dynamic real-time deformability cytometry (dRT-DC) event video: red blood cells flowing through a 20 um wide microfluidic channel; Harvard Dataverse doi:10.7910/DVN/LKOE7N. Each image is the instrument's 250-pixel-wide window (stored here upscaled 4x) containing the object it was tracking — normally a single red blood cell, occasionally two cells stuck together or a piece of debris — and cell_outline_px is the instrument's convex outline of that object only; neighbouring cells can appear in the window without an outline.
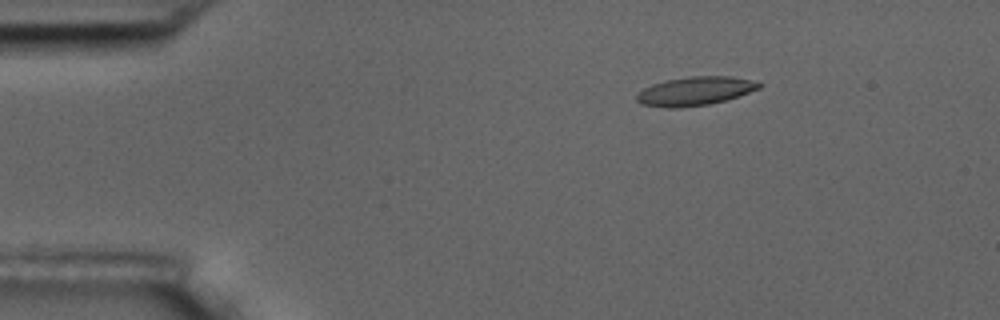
{"species": "common noctule bat (a hibernating species)", "species_latin": "Nyctalus noctula", "temperature_condition": "room temperature", "stored_images_in_passage": 8, "camera_frame_rate_fps": 3000, "um_per_image_px": 0.085, "animal": {"sex": "male", "body_mass_g": 17.5, "forearm_length_mm": 52.3}, "frame": {"image": 1, "passage_image": 3, "time_ms": 2.333, "image_size_px": [1000, 320], "cell_outline_px": [[764, 84], [760, 88], [724, 100], [708, 104], [680, 108], [668, 108], [640, 104], [636, 100], [636, 96], [644, 88], [652, 84], [668, 80], [692, 76], [732, 76]], "centroid_in_image_um": [59.04, 7.75], "position_along_channel_um": 26.0, "area_um2": 20.17}}
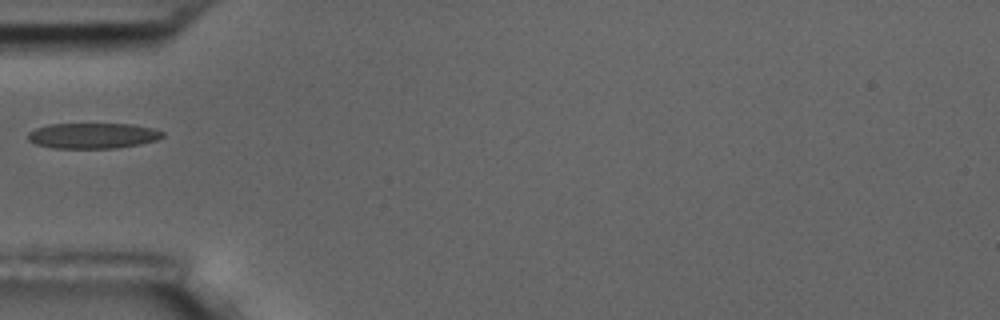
{"frame": {"image": 2, "passage_image": 6, "time_ms": 5.667, "image_size_px": [1000, 320], "cell_outline_px": [[164, 136], [156, 140], [140, 144], [116, 148], [52, 148], [36, 144], [28, 140], [28, 132], [36, 128], [48, 124], [132, 124], [156, 128], [164, 132]], "centroid_in_image_um": [7.91, 11.53], "position_along_channel_um": 77.1, "area_um2": 20.17}}